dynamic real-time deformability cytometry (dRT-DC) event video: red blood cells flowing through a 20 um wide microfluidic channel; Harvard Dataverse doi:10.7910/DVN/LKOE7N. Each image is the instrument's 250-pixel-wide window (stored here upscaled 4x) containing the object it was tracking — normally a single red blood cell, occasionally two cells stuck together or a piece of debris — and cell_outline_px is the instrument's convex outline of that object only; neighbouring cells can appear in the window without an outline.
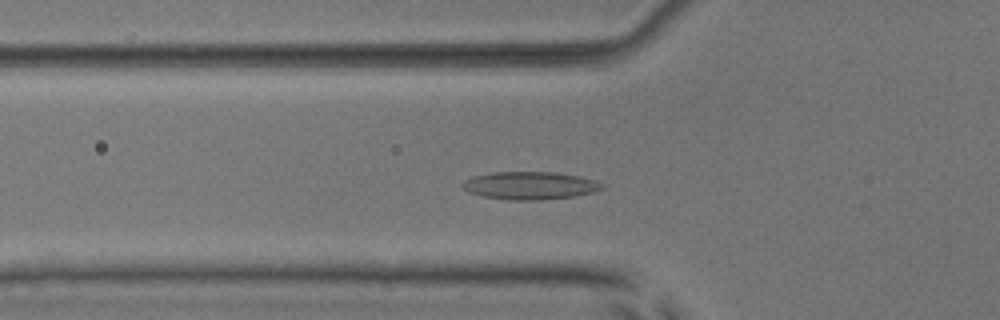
{"species": "common noctule bat (a hibernating species)", "species_latin": "Nyctalus noctula", "temperature_condition": "room temperature", "stored_images_in_passage": 53, "camera_frame_rate_fps": 3000, "um_per_image_px": 0.085, "animal": {"sex": "male", "body_mass_g": 17.9, "forearm_length_mm": 54.2}, "frame": {"image": 1, "passage_image": 18, "time_ms": 5.667, "image_size_px": [1000, 320], "cell_outline_px": [[604, 188], [596, 192], [576, 196], [540, 200], [508, 200], [484, 196], [468, 192], [460, 184], [464, 180], [472, 176], [492, 172], [552, 172], [580, 176], [596, 180], [604, 184]], "centroid_in_image_um": [45.07, 15.77], "position_along_channel_um": 80.7, "area_um2": 22.83}}
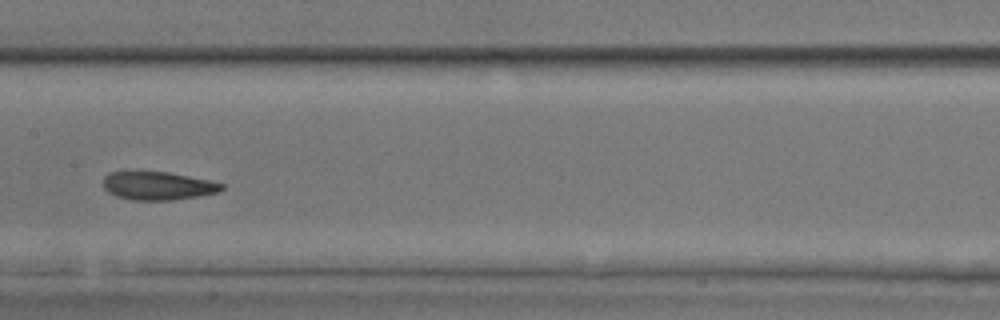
{"frame": {"image": 2, "passage_image": 27, "time_ms": 8.667, "image_size_px": [1000, 320], "cell_outline_px": [[224, 188], [220, 192], [172, 200], [132, 200], [116, 196], [108, 192], [104, 188], [104, 176], [112, 172], [168, 172], [212, 180], [224, 184]], "centroid_in_image_um": [13.46, 15.79], "position_along_channel_um": 193.9, "area_um2": 19.48}}
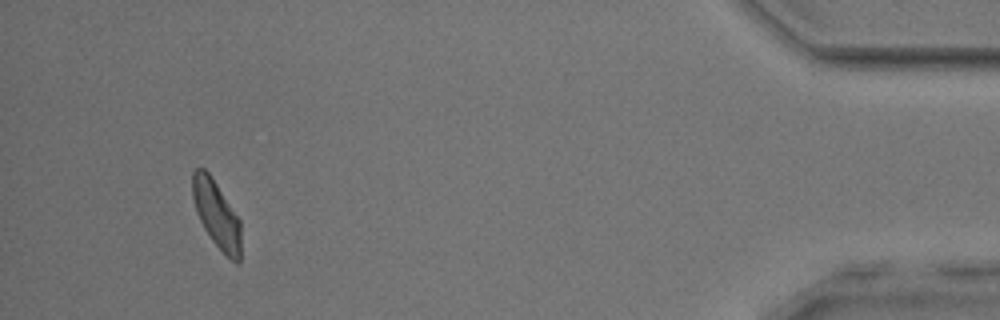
{"frame": {"image": 3, "passage_image": 50, "time_ms": 16.333, "image_size_px": [1000, 320], "cell_outline_px": [[240, 264], [236, 264], [212, 240], [204, 228], [196, 212], [192, 196], [192, 172], [196, 168], [204, 168], [208, 172], [240, 220]], "centroid_in_image_um": [18.39, 18.21], "position_along_channel_um": 416.8, "area_um2": 18.61}, "authors_computed_cell_mechanics": {"area_um2": 20.3456, "velocity_mm_per_s": 3.7856, "shape_relaxation_time_tau1_ms": 6.9773, "shape_relaxation_time_tau2_ms": 3.4131, "deformation_change_tau1": 0.1469, "deformation_change_tau2": 0.0961}}